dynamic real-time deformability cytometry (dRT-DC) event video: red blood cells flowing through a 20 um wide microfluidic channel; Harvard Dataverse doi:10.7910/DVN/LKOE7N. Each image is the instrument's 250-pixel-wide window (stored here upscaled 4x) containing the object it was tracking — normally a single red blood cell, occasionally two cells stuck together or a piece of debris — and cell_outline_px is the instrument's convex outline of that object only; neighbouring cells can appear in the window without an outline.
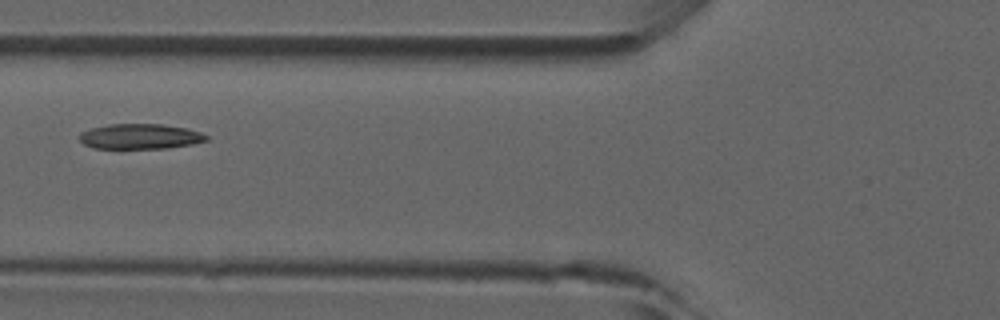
{"species": "common noctule bat (a hibernating species)", "species_latin": "Nyctalus noctula", "temperature_condition": "room temperature", "stored_images_in_passage": 7, "camera_frame_rate_fps": 3000, "um_per_image_px": 0.085, "animal": {"sex": "male", "forearm_length_mm": 52.5}, "frame": {"image": 1, "passage_image": 5, "time_ms": 5.333, "image_size_px": [1000, 320], "cell_outline_px": [[208, 140], [192, 144], [168, 148], [92, 148], [84, 144], [80, 140], [80, 132], [92, 128], [108, 124], [160, 124], [188, 128], [200, 132], [208, 136]], "centroid_in_image_um": [11.92, 11.59], "position_along_channel_um": 113.9, "area_um2": 18.61}}
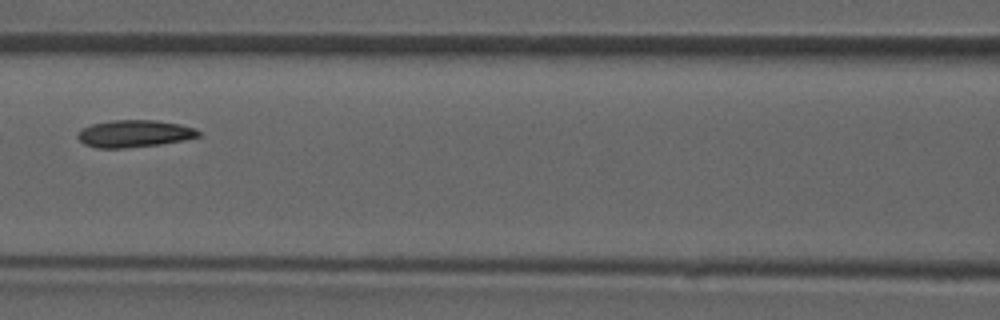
{"frame": {"image": 2, "passage_image": 6, "time_ms": 6.333, "image_size_px": [1000, 320], "cell_outline_px": [[200, 136], [184, 140], [160, 144], [124, 148], [96, 148], [84, 144], [76, 136], [84, 128], [92, 124], [112, 120], [156, 120], [180, 124], [196, 128], [200, 132]], "centroid_in_image_um": [11.44, 11.36], "position_along_channel_um": 155.2, "area_um2": 19.07}}